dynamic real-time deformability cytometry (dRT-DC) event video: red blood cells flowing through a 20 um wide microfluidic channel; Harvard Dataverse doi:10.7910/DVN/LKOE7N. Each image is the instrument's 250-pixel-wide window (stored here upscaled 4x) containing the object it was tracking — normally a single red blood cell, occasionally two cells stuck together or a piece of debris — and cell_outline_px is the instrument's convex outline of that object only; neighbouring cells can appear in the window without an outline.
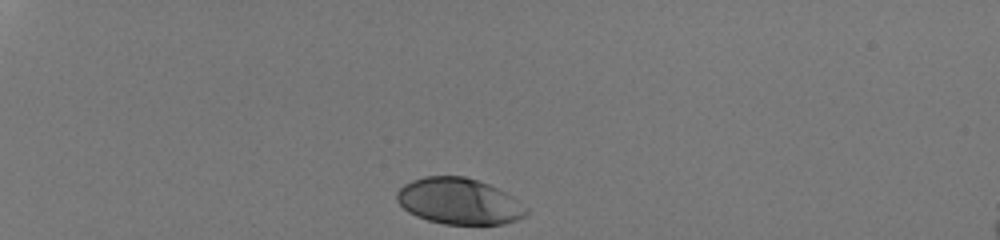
{"species": "human", "species_latin": "Homo sapiens", "temperature_condition": "room temperature", "stored_images_in_passage": 32, "camera_frame_rate_fps": 3000, "um_per_image_px": 0.085, "donor": {"sex": "male"}, "frame": {"image": 1, "passage_image": 1, "time_ms": 0.0, "image_size_px": [1000, 240], "cell_outline_px": [[528, 212], [524, 216], [516, 220], [504, 224], [444, 224], [428, 220], [416, 216], [408, 212], [396, 200], [396, 192], [404, 184], [412, 180], [424, 176], [464, 176], [488, 184], [512, 196], [528, 208]], "centroid_in_image_um": [39.0, 17.11], "position_along_channel_um": 46.0, "area_um2": 34.74}}
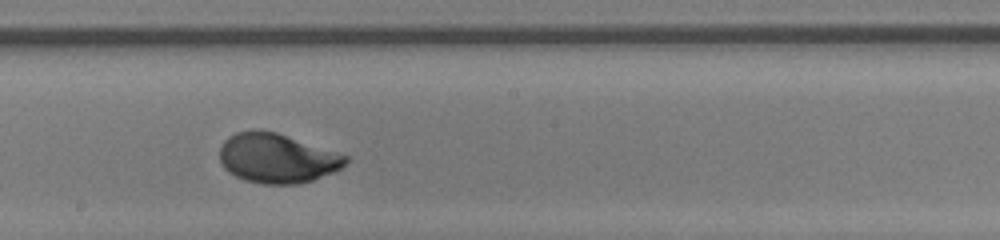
{"frame": {"image": 2, "passage_image": 19, "time_ms": 6.0, "image_size_px": [1000, 240], "cell_outline_px": [[348, 164], [332, 172], [312, 180], [300, 184], [264, 184], [244, 180], [228, 172], [224, 168], [220, 160], [220, 148], [224, 140], [228, 136], [236, 132], [256, 128], [276, 132], [348, 156]], "centroid_in_image_um": [23.51, 13.44], "position_along_channel_um": 224.7, "area_um2": 36.41}}
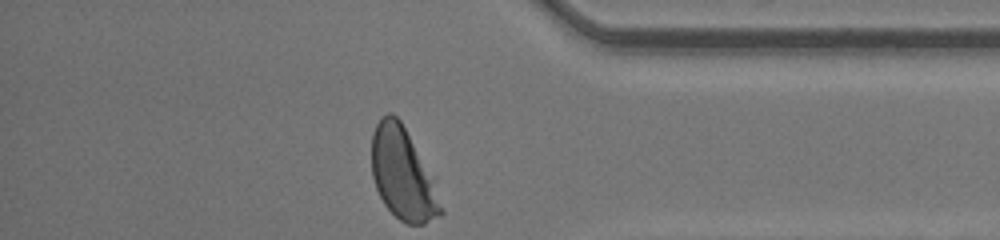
{"frame": {"image": 3, "passage_image": 32, "time_ms": 10.333, "image_size_px": [1000, 240], "cell_outline_px": [[444, 212], [440, 216], [424, 224], [408, 224], [400, 220], [384, 204], [376, 188], [372, 176], [372, 132], [376, 124], [388, 112], [392, 112], [400, 120], [436, 176]], "centroid_in_image_um": [34.3, 14.79], "position_along_channel_um": 400.9, "area_um2": 37.86}, "authors_computed_cell_mechanics": {"area_um2": 36.0383, "velocity_mm_per_s": 4.2662, "shape_relaxation_time_tau1_ms": 2.4235, "shape_relaxation_time_tau2_ms": null, "deformation_change_tau1": 0.1636, "deformation_change_tau2": null}}